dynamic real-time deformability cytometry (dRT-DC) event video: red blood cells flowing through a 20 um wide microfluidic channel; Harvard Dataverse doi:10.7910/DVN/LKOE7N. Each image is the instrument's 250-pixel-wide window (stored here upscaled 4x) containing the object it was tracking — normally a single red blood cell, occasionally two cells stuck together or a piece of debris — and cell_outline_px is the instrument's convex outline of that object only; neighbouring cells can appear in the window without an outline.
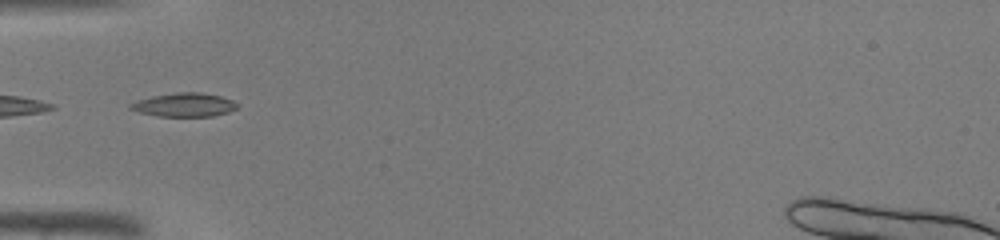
{"species": "common noctule bat (a hibernating species)", "species_latin": "Nyctalus noctula", "temperature_condition": "warm", "stored_images_in_passage": 30, "camera_frame_rate_fps": 3000, "um_per_image_px": 0.085, "animal": {"sex": "male", "body_mass_g": 19.0, "forearm_length_mm": 50.8}, "frame": {"image": 1, "passage_image": 1, "time_ms": 0.0, "image_size_px": [1000, 240], "cell_outline_px": [[240, 104], [236, 108], [228, 112], [212, 116], [160, 116], [140, 112], [128, 108], [128, 104], [136, 100], [152, 96], [176, 92], [200, 92], [220, 96], [232, 100]], "centroid_in_image_um": [15.65, 8.9], "position_along_channel_um": 69.3, "area_um2": 14.74}}
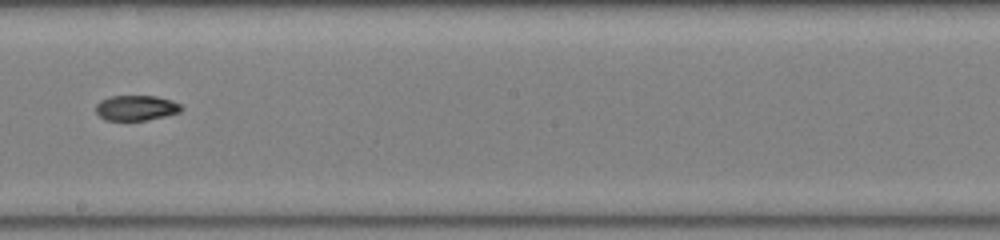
{"frame": {"image": 2, "passage_image": 12, "time_ms": 3.667, "image_size_px": [1000, 240], "cell_outline_px": [[184, 108], [180, 112], [164, 116], [144, 120], [104, 120], [96, 112], [96, 104], [100, 100], [112, 96], [156, 96], [172, 100], [180, 104]], "centroid_in_image_um": [11.58, 9.16], "position_along_channel_um": 236.6, "area_um2": 12.54}}
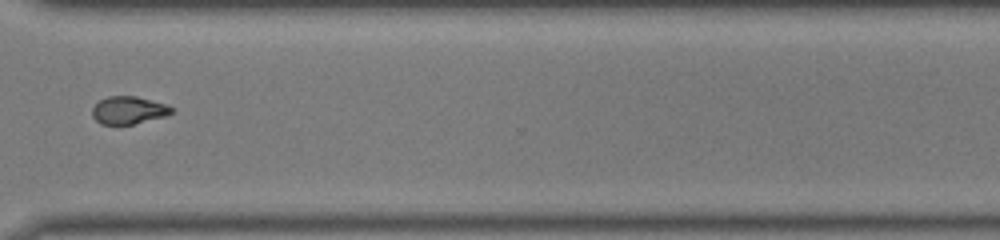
{"frame": {"image": 3, "passage_image": 20, "time_ms": 6.333, "image_size_px": [1000, 240], "cell_outline_px": [[176, 108], [168, 116], [132, 124], [100, 124], [92, 116], [92, 108], [100, 100], [108, 96], [136, 96], [168, 104]], "centroid_in_image_um": [10.98, 9.36], "position_along_channel_um": 359.6, "area_um2": 12.95}}